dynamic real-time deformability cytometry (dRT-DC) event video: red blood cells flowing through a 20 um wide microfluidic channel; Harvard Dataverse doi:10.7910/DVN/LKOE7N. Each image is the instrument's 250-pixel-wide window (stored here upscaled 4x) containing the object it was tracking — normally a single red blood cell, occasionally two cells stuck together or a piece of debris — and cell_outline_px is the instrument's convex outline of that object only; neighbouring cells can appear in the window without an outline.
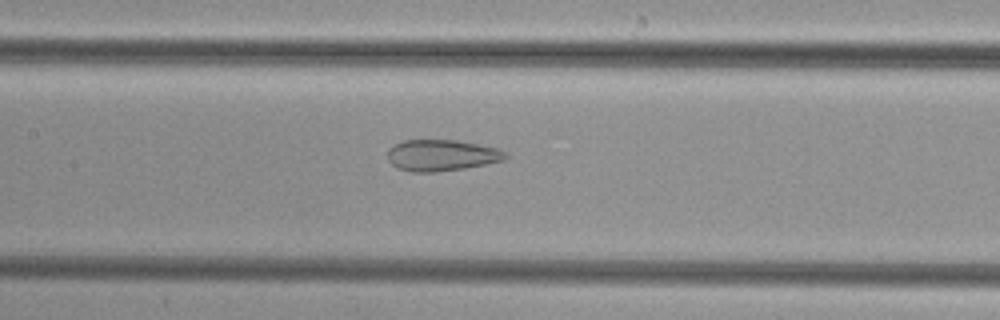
{"species": "common noctule bat (a hibernating species)", "species_latin": "Nyctalus noctula", "temperature_condition": "cold", "stored_images_in_passage": 49, "camera_frame_rate_fps": 3000, "um_per_image_px": 0.085, "animal": {"sex": "female", "body_mass_g": 29.2, "forearm_length_mm": 56.3}, "frame": {"image": 1, "passage_image": 23, "time_ms": 7.333, "image_size_px": [1000, 320], "cell_outline_px": [[508, 156], [504, 160], [464, 168], [436, 172], [412, 172], [396, 168], [388, 160], [388, 148], [404, 140], [456, 140], [496, 148], [508, 152]], "centroid_in_image_um": [37.52, 13.2], "position_along_channel_um": 169.9, "area_um2": 21.44}}
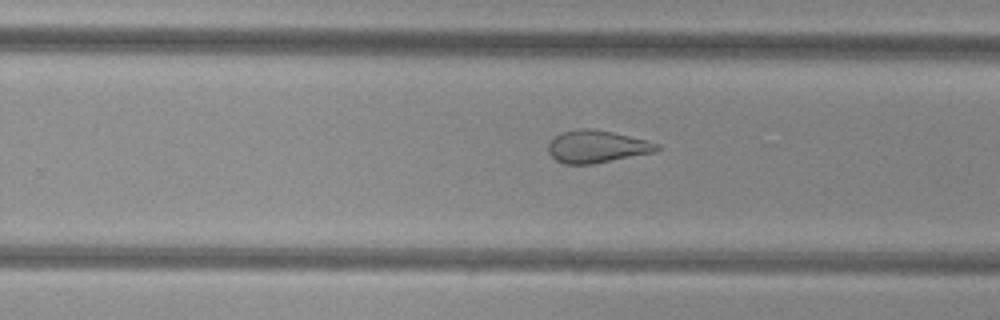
{"frame": {"image": 2, "passage_image": 31, "time_ms": 10.0, "image_size_px": [1000, 320], "cell_outline_px": [[660, 148], [652, 152], [592, 164], [564, 164], [556, 160], [548, 152], [548, 144], [560, 132], [580, 128], [592, 128], [612, 132], [648, 140], [660, 144]], "centroid_in_image_um": [50.71, 12.45], "position_along_channel_um": 279.1, "area_um2": 20.4}}
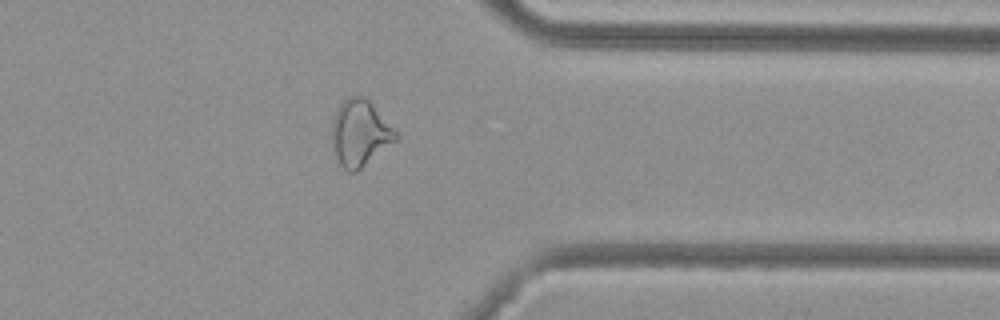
{"frame": {"image": 3, "passage_image": 39, "time_ms": 12.667, "image_size_px": [1000, 320], "cell_outline_px": [[400, 136], [396, 140], [356, 172], [348, 172], [340, 164], [336, 156], [332, 144], [332, 124], [336, 112], [340, 104], [348, 96], [364, 96], [400, 132]], "centroid_in_image_um": [30.63, 11.3], "position_along_channel_um": 380.8, "area_um2": 24.62}}